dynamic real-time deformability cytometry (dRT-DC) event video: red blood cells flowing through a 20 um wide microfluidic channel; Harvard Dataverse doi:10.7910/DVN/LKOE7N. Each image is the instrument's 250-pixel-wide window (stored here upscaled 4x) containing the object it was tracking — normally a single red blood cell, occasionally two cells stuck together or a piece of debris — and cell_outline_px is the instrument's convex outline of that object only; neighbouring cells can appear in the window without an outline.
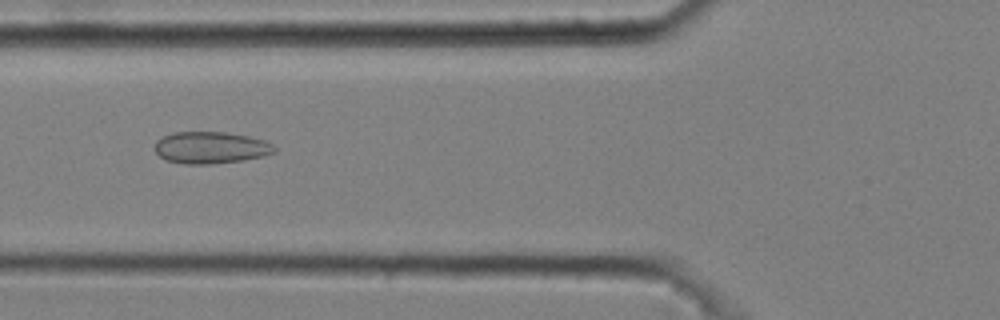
{"species": "common noctule bat (a hibernating species)", "species_latin": "Nyctalus noctula", "temperature_condition": "cold", "stored_images_in_passage": 9, "camera_frame_rate_fps": 3000, "um_per_image_px": 0.085, "animal": {"sex": "male", "body_mass_g": 20.4}, "frame": {"image": 1, "passage_image": 6, "time_ms": 1.667, "image_size_px": [1000, 320], "cell_outline_px": [[276, 152], [264, 156], [244, 160], [208, 164], [184, 164], [164, 160], [156, 152], [156, 140], [164, 136], [176, 132], [224, 132], [248, 136], [264, 140], [272, 144], [276, 148]], "centroid_in_image_um": [17.93, 12.55], "position_along_channel_um": 107.9, "area_um2": 22.2}}
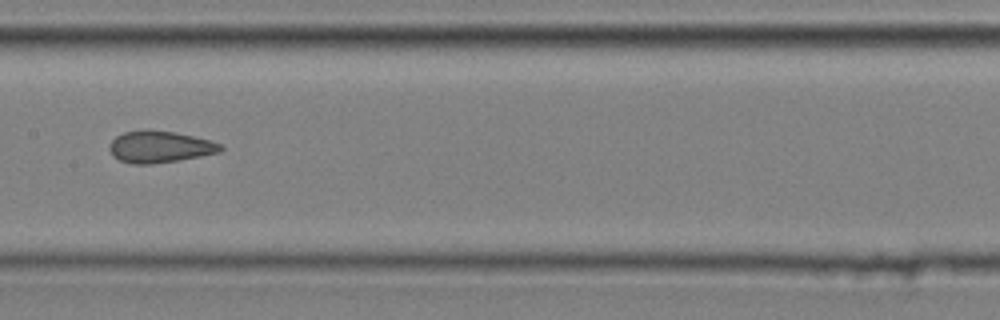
{"frame": {"image": 2, "passage_image": 8, "time_ms": 2.333, "image_size_px": [1000, 320], "cell_outline_px": [[224, 148], [220, 152], [180, 160], [152, 164], [132, 164], [120, 160], [112, 156], [108, 148], [108, 144], [116, 136], [124, 132], [148, 128], [176, 132], [212, 140], [220, 144]], "centroid_in_image_um": [13.56, 12.46], "position_along_channel_um": 193.8, "area_um2": 20.98}}
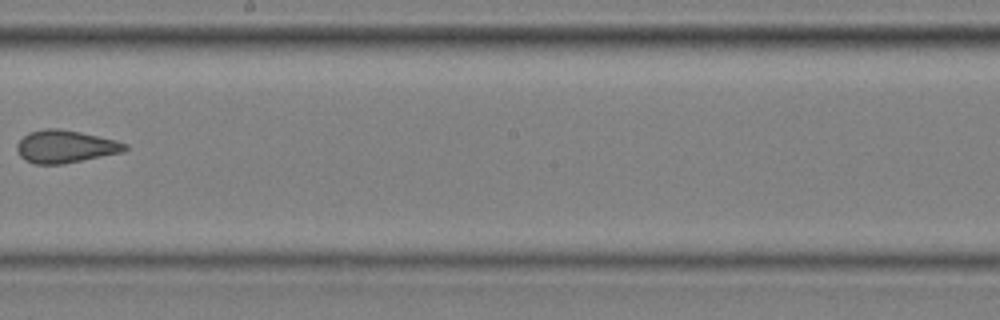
{"frame": {"image": 3, "passage_image": 9, "time_ms": 2.667, "image_size_px": [1000, 320], "cell_outline_px": [[128, 148], [124, 152], [64, 164], [36, 164], [24, 160], [16, 152], [16, 144], [28, 132], [44, 128], [60, 128], [80, 132], [116, 140], [128, 144]], "centroid_in_image_um": [5.54, 12.46], "position_along_channel_um": 242.7, "area_um2": 20.81}}